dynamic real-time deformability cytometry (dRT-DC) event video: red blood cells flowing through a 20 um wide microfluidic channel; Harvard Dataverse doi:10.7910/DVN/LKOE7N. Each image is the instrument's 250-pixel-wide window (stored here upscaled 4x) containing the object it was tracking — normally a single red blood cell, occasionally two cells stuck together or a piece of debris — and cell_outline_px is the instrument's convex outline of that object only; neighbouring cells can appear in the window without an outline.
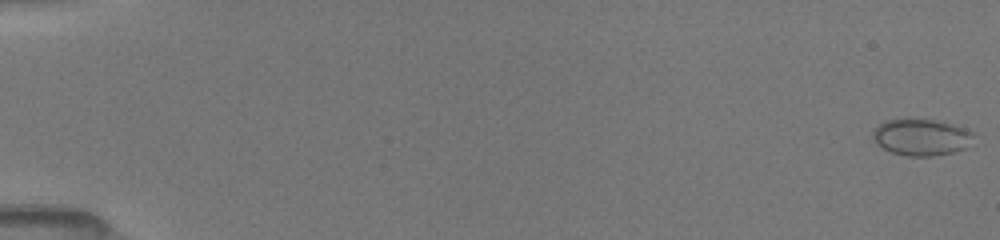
{"species": "common noctule bat (a hibernating species)", "species_latin": "Nyctalus noctula", "temperature_condition": "room temperature", "stored_images_in_passage": 17, "camera_frame_rate_fps": 3000, "um_per_image_px": 0.085, "animal": {"sex": "female", "body_mass_g": 19.5, "forearm_length_mm": 54.1}, "frame": {"image": 1, "passage_image": 1, "time_ms": 0.0, "image_size_px": [1000, 240], "cell_outline_px": [[972, 136], [964, 148], [952, 152], [932, 156], [908, 156], [892, 152], [876, 144], [872, 136], [872, 132], [884, 120], [908, 116], [932, 120], [952, 124], [964, 128], [972, 132]], "centroid_in_image_um": [78.22, 11.62], "position_along_channel_um": 6.8, "area_um2": 21.56}}